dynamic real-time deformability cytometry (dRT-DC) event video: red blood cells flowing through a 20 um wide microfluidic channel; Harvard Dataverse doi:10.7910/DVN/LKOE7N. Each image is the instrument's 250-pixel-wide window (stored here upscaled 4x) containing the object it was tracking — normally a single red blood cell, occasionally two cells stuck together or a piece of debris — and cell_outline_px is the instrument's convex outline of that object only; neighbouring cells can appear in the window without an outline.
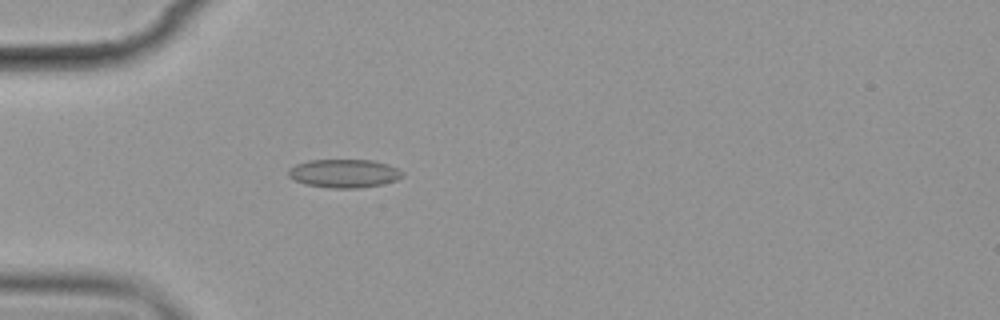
{"species": "common noctule bat (a hibernating species)", "species_latin": "Nyctalus noctula", "temperature_condition": "cold", "stored_images_in_passage": 4, "camera_frame_rate_fps": 3000, "um_per_image_px": 0.085, "animal": {"sex": "female", "body_mass_g": 19.9}, "frame": {"image": 1, "passage_image": 4, "time_ms": 4.333, "image_size_px": [1000, 320], "cell_outline_px": [[404, 176], [396, 180], [384, 184], [360, 188], [328, 188], [304, 184], [292, 180], [288, 176], [288, 168], [296, 164], [308, 160], [372, 160], [388, 164], [404, 172]], "centroid_in_image_um": [29.23, 14.75], "position_along_channel_um": 55.8, "area_um2": 19.19}}